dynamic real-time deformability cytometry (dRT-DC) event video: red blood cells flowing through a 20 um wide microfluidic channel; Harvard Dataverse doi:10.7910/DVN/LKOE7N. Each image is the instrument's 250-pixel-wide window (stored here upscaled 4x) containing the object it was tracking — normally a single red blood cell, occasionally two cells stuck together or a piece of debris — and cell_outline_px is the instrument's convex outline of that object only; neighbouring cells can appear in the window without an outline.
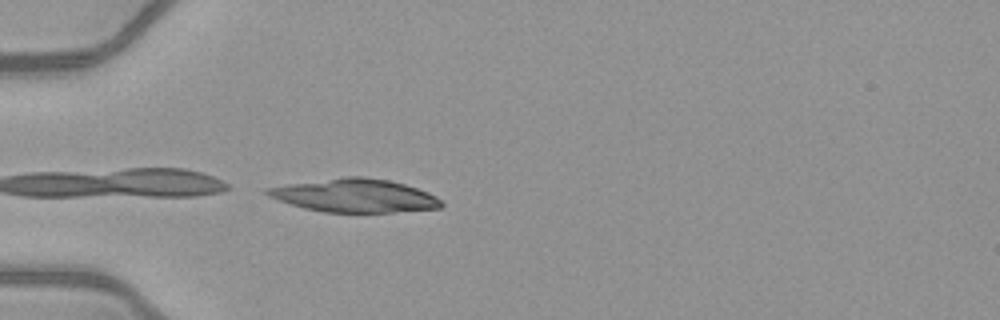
{"species": "common noctule bat (a hibernating species)", "species_latin": "Nyctalus noctula", "temperature_condition": "warm", "stored_images_in_passage": 16, "camera_frame_rate_fps": 3000, "um_per_image_px": 0.085, "animal": {"sex": "female", "body_mass_g": 21.9}, "frame": {"image": 1, "passage_image": 16, "time_ms": 5.0, "image_size_px": [1000, 320], "cell_outline_px": [[444, 204], [440, 208], [392, 212], [324, 212], [304, 208], [268, 196], [264, 192], [264, 188], [288, 184], [344, 176], [364, 176], [388, 180], [404, 184], [428, 192], [436, 196]], "centroid_in_image_um": [30.15, 16.62], "position_along_channel_um": 54.9, "area_um2": 33.64}}